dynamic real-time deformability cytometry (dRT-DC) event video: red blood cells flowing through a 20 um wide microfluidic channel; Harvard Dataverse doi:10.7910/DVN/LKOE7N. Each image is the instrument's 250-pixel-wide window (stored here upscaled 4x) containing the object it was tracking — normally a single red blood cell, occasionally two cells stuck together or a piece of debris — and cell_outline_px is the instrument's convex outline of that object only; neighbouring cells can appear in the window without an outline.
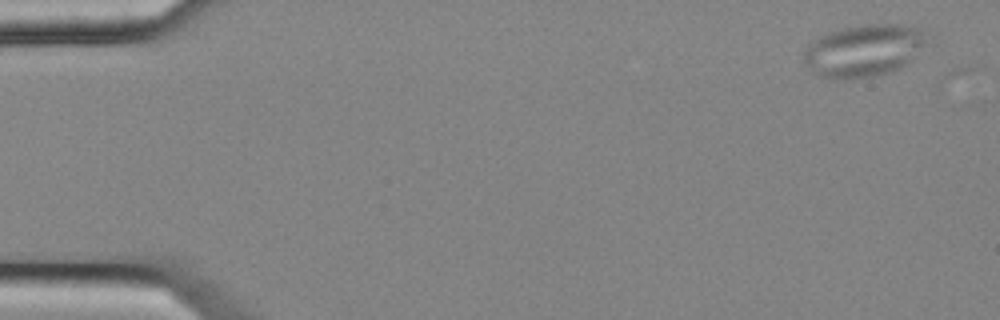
{"species": "common noctule bat (a hibernating species)", "species_latin": "Nyctalus noctula", "temperature_condition": "cold", "stored_images_in_passage": 5, "camera_frame_rate_fps": 3000, "um_per_image_px": 0.085, "animal": {"sex": "female", "body_mass_g": 25.1}, "frame": {"image": 1, "passage_image": 3, "time_ms": 0.667, "image_size_px": [1000, 320], "cell_outline_px": [[928, 40], [912, 60], [908, 64], [900, 68], [888, 72], [872, 76], [832, 80], [816, 76], [804, 64], [804, 52], [808, 44], [812, 40], [828, 32], [844, 28], [864, 24], [900, 24], [924, 28]], "centroid_in_image_um": [73.41, 4.29], "position_along_channel_um": 11.6, "area_um2": 37.92}}